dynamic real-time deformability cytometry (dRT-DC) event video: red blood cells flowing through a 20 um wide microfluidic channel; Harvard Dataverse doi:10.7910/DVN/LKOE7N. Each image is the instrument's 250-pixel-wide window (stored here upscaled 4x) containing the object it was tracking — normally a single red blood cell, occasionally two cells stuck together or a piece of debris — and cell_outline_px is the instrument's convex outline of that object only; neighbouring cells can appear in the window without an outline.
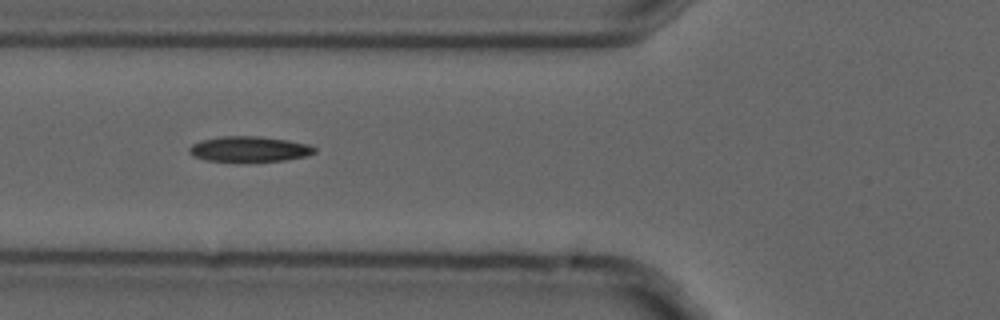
{"species": "common noctule bat (a hibernating species)", "species_latin": "Nyctalus noctula", "temperature_condition": "cold", "stored_images_in_passage": 10, "camera_frame_rate_fps": 3000, "um_per_image_px": 0.085, "animal": {"sex": "male", "forearm_length_mm": 52.5}, "frame": {"image": 1, "passage_image": 7, "time_ms": 2.0, "image_size_px": [1000, 320], "cell_outline_px": [[316, 152], [304, 156], [284, 160], [240, 164], [204, 160], [192, 156], [188, 152], [188, 148], [192, 144], [200, 140], [220, 136], [256, 136], [288, 140], [308, 144], [316, 148]], "centroid_in_image_um": [21.11, 12.71], "position_along_channel_um": 104.7, "area_um2": 19.36}}
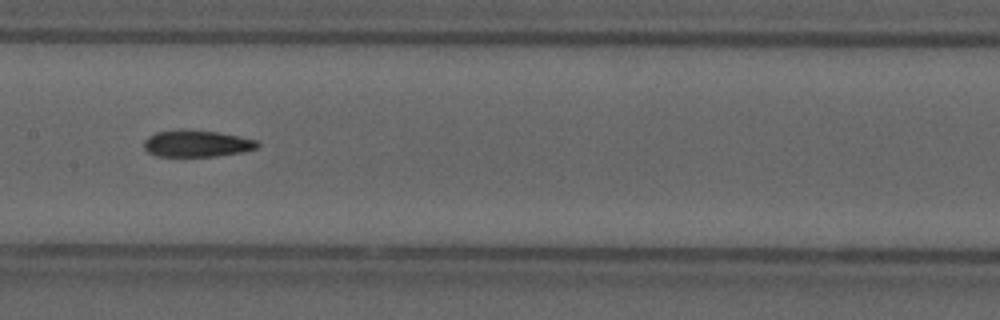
{"frame": {"image": 2, "passage_image": 9, "time_ms": 2.667, "image_size_px": [1000, 320], "cell_outline_px": [[260, 144], [256, 148], [244, 152], [216, 156], [156, 156], [148, 152], [144, 148], [144, 140], [148, 136], [156, 132], [180, 128], [216, 132], [256, 140]], "centroid_in_image_um": [16.68, 12.19], "position_along_channel_um": 190.7, "area_um2": 17.74}}
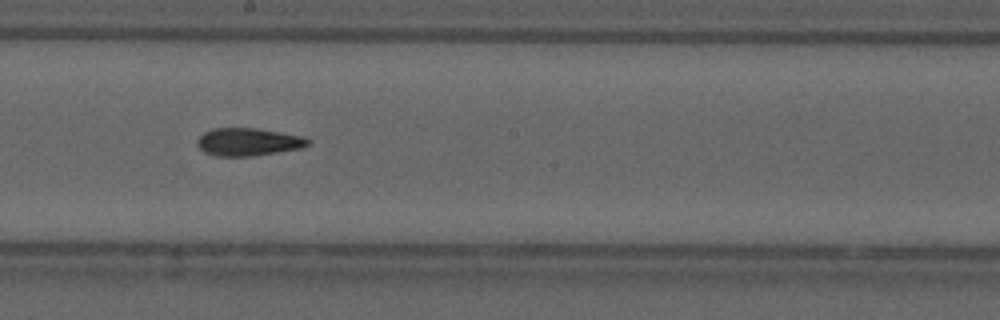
{"frame": {"image": 3, "passage_image": 10, "time_ms": 3.0, "image_size_px": [1000, 320], "cell_outline_px": [[312, 140], [308, 144], [300, 148], [252, 156], [216, 156], [204, 152], [196, 144], [196, 140], [204, 132], [212, 128], [256, 128], [304, 136]], "centroid_in_image_um": [21.08, 12.05], "position_along_channel_um": 227.1, "area_um2": 17.92}}